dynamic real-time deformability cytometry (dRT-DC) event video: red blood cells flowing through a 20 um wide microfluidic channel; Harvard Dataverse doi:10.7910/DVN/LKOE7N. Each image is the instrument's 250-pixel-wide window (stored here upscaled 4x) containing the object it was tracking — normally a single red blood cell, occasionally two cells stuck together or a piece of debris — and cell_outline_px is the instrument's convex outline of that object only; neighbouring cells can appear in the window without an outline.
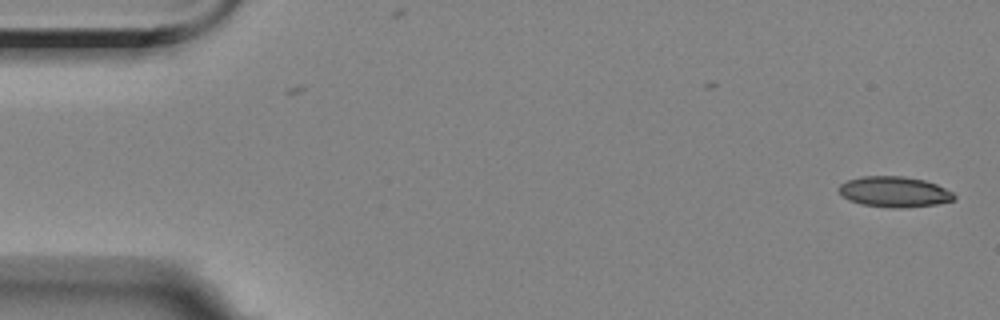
{"species": "Egyptian fruit bat (a non-hibernating species)", "species_latin": "Rousettus aegyptiacus", "temperature_condition": "room temperature", "stored_images_in_passage": 5, "camera_frame_rate_fps": 3000, "um_per_image_px": 0.085, "animal": {"sex": "female"}, "frame": {"image": 1, "passage_image": 1, "time_ms": 0.0, "image_size_px": [1000, 320], "cell_outline_px": [[956, 200], [936, 204], [900, 208], [892, 208], [864, 204], [848, 200], [840, 192], [840, 184], [848, 180], [860, 176], [904, 176], [924, 180], [936, 184], [952, 192], [956, 196]], "centroid_in_image_um": [76.04, 16.3], "position_along_channel_um": 9.0, "area_um2": 20.4}}
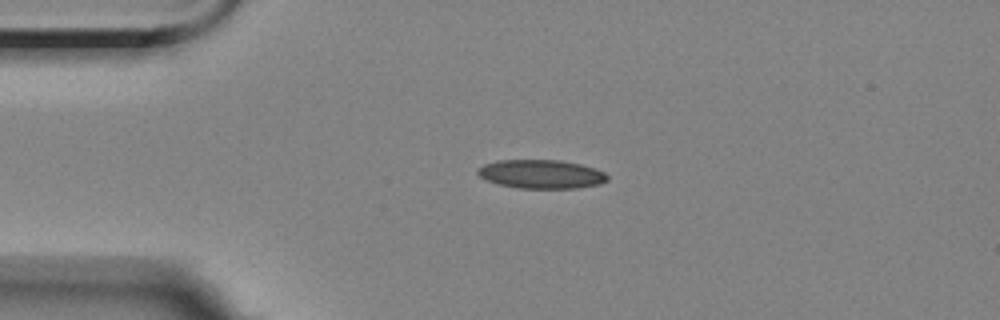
{"frame": {"image": 2, "passage_image": 4, "time_ms": 3.667, "image_size_px": [1000, 320], "cell_outline_px": [[608, 180], [600, 184], [576, 188], [520, 188], [500, 184], [484, 180], [476, 172], [476, 168], [484, 164], [496, 160], [560, 160], [580, 164], [596, 168], [604, 172], [608, 176]], "centroid_in_image_um": [45.99, 14.79], "position_along_channel_um": 39.0, "area_um2": 21.85}}